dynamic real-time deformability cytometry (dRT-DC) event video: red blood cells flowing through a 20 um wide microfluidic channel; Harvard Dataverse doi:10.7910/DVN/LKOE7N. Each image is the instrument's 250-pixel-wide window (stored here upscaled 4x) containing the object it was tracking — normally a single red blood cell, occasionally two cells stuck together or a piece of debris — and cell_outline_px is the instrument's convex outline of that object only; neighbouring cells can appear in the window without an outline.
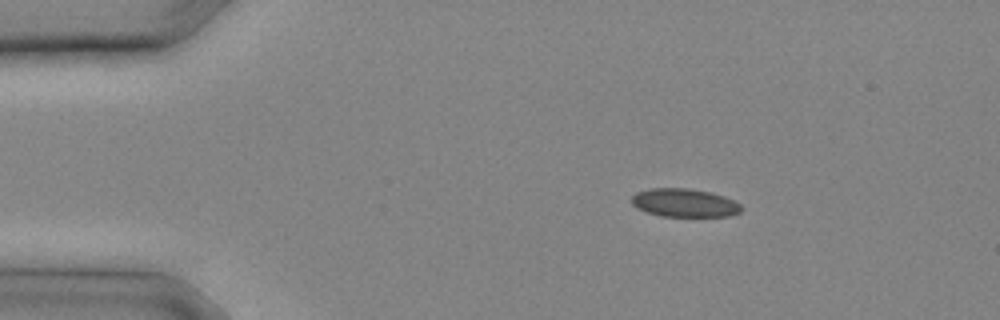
{"species": "common noctule bat (a hibernating species)", "species_latin": "Nyctalus noctula", "temperature_condition": "cold", "stored_images_in_passage": 6, "camera_frame_rate_fps": 3000, "um_per_image_px": 0.085, "animal": {"sex": "male", "body_mass_g": 20.4}, "frame": {"image": 1, "passage_image": 1, "time_ms": 0.0, "image_size_px": [1000, 320], "cell_outline_px": [[744, 208], [740, 212], [728, 216], [660, 216], [636, 208], [632, 204], [632, 196], [636, 192], [648, 188], [688, 188], [712, 192], [724, 196], [740, 204]], "centroid_in_image_um": [58.17, 17.23], "position_along_channel_um": 26.8, "area_um2": 18.21}}
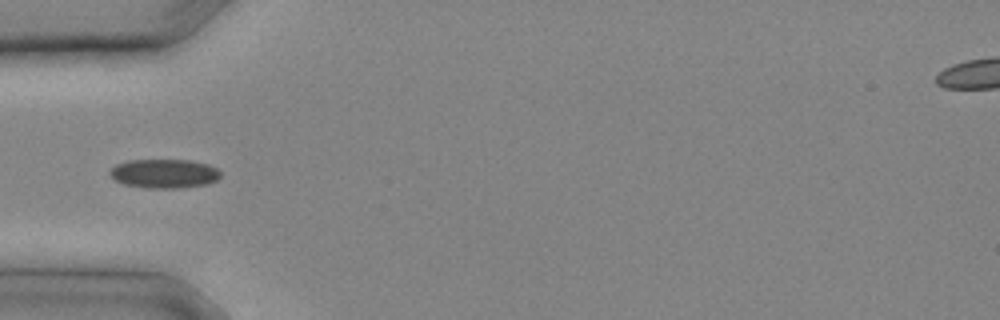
{"frame": {"image": 2, "passage_image": 5, "time_ms": 1.333, "image_size_px": [1000, 320], "cell_outline_px": [[220, 176], [216, 180], [208, 184], [180, 188], [148, 188], [124, 184], [116, 180], [108, 172], [116, 164], [128, 160], [192, 160], [208, 164], [216, 168], [220, 172]], "centroid_in_image_um": [13.97, 14.75], "position_along_channel_um": 71.0, "area_um2": 18.73}}